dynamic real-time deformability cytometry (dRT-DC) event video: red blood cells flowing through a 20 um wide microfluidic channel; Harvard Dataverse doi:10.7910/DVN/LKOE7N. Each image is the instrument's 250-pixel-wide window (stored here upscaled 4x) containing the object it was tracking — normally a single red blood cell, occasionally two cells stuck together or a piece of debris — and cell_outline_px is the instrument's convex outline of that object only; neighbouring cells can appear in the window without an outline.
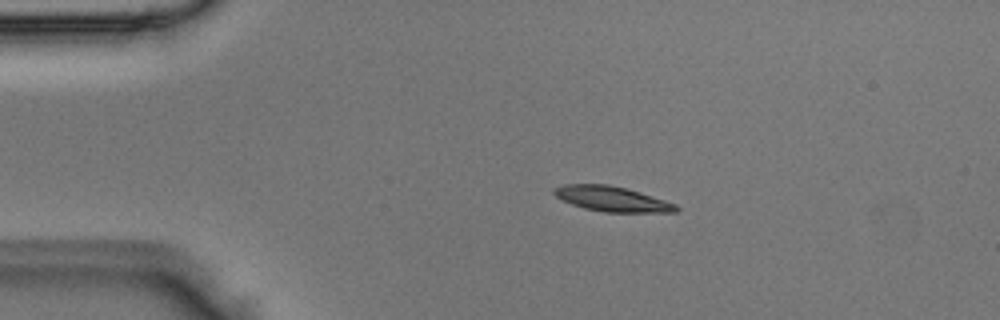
{"species": "Egyptian fruit bat (a non-hibernating species)", "species_latin": "Rousettus aegyptiacus", "temperature_condition": "room temperature", "stored_images_in_passage": 3, "camera_frame_rate_fps": 3000, "um_per_image_px": 0.085, "animal": {"sex": "male"}, "frame": {"image": 1, "passage_image": 2, "time_ms": 0.333, "image_size_px": [1000, 320], "cell_outline_px": [[680, 208], [676, 212], [604, 212], [584, 208], [572, 204], [556, 196], [552, 192], [552, 188], [564, 184], [608, 184], [628, 188], [676, 204]], "centroid_in_image_um": [52.01, 16.9], "position_along_channel_um": 33.0, "area_um2": 17.86}}